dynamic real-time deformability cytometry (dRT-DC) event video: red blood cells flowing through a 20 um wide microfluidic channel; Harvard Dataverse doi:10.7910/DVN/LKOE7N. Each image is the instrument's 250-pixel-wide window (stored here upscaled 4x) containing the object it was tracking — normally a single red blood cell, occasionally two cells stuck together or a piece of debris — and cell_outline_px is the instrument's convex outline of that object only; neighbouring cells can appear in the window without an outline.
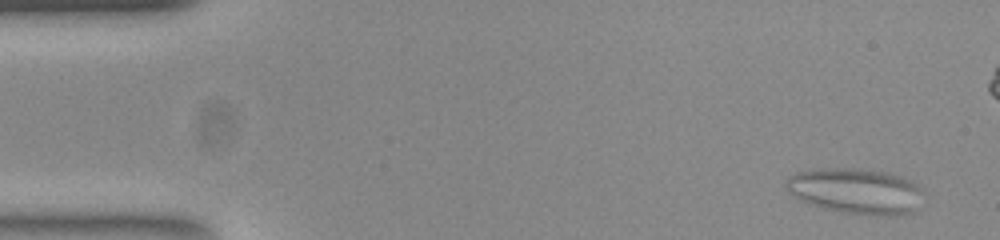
{"species": "common noctule bat (a hibernating species)", "species_latin": "Nyctalus noctula", "temperature_condition": "room temperature", "stored_images_in_passage": 57, "camera_frame_rate_fps": 3000, "um_per_image_px": 0.085, "animal": {"sex": "female", "body_mass_g": 23.0, "forearm_length_mm": 53.4}, "frame": {"image": 1, "passage_image": 4, "time_ms": 1.0, "image_size_px": [1000, 240], "cell_outline_px": [[920, 188], [908, 212], [844, 212], [828, 208], [804, 200], [792, 192], [788, 188], [788, 180], [796, 172], [836, 168], [872, 168], [900, 176], [912, 180]], "centroid_in_image_um": [72.68, 16.13], "position_along_channel_um": 12.3, "area_um2": 33.64}}
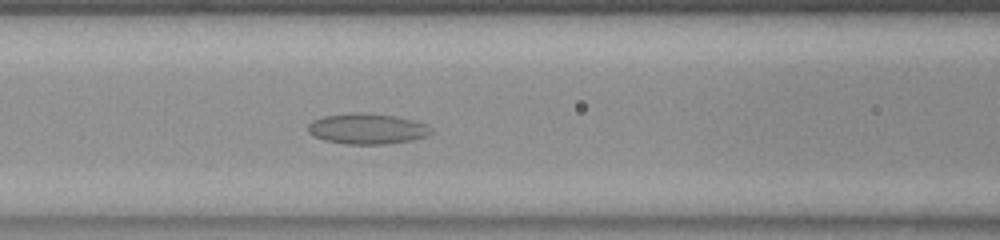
{"frame": {"image": 2, "passage_image": 24, "time_ms": 7.667, "image_size_px": [1000, 240], "cell_outline_px": [[432, 132], [424, 136], [412, 140], [388, 144], [348, 144], [324, 140], [308, 132], [308, 124], [312, 120], [324, 116], [352, 112], [364, 112], [396, 116], [428, 124], [432, 128]], "centroid_in_image_um": [31.22, 10.93], "position_along_channel_um": 135.4, "area_um2": 22.02}}
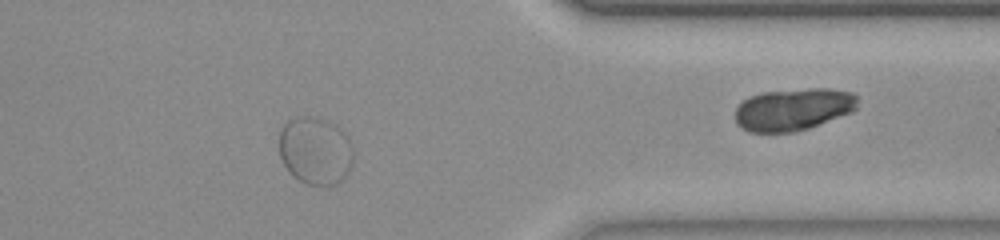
{"frame": {"image": 3, "passage_image": 46, "time_ms": 15.0, "image_size_px": [1000, 240], "cell_outline_px": [[352, 164], [348, 172], [336, 184], [308, 184], [300, 180], [284, 164], [280, 156], [280, 132], [284, 124], [288, 120], [300, 116], [316, 116], [336, 124], [340, 128], [348, 140], [352, 148]], "centroid_in_image_um": [26.8, 12.76], "position_along_channel_um": 384.6, "area_um2": 28.78}}